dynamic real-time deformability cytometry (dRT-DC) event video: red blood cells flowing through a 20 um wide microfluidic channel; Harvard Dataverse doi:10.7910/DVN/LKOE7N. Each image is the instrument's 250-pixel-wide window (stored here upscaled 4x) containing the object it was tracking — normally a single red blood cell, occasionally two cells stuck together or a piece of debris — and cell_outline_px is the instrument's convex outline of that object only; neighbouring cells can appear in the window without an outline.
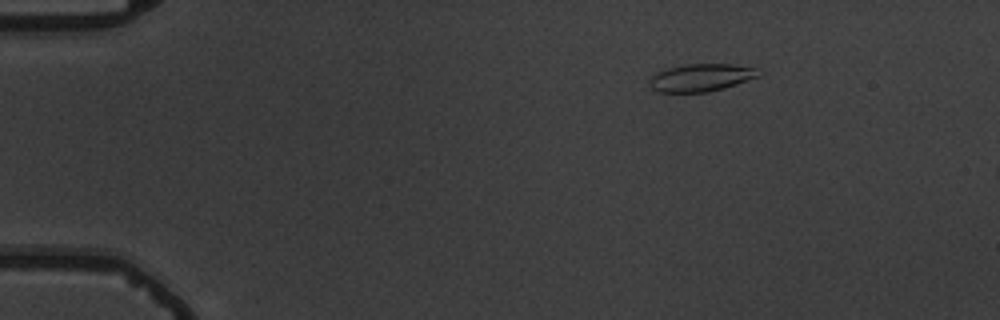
{"species": "common noctule bat (a hibernating species)", "species_latin": "Nyctalus noctula", "temperature_condition": "warm", "stored_images_in_passage": 5, "camera_frame_rate_fps": 3000, "um_per_image_px": 0.085, "animal": {"sex": "male", "body_mass_g": 19.5, "forearm_length_mm": 54.6}, "frame": {"image": 1, "passage_image": 3, "time_ms": 2.333, "image_size_px": [1000, 320], "cell_outline_px": [[764, 72], [760, 76], [724, 88], [708, 92], [660, 92], [652, 88], [648, 84], [652, 76], [656, 72], [668, 68], [688, 64], [732, 64], [752, 68]], "centroid_in_image_um": [59.6, 6.6], "position_along_channel_um": 25.4, "area_um2": 17.46}}